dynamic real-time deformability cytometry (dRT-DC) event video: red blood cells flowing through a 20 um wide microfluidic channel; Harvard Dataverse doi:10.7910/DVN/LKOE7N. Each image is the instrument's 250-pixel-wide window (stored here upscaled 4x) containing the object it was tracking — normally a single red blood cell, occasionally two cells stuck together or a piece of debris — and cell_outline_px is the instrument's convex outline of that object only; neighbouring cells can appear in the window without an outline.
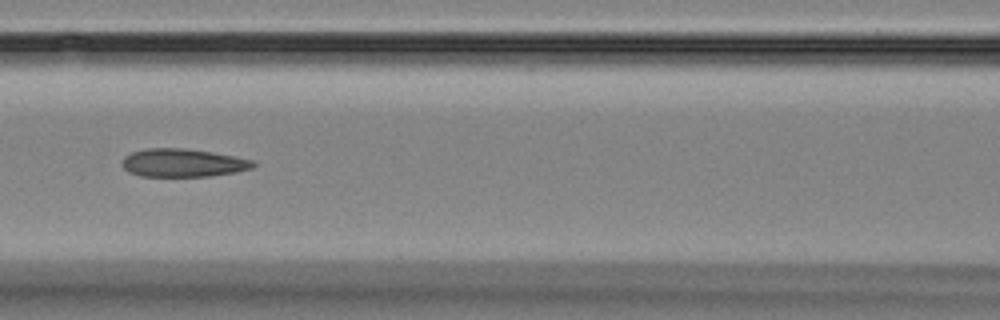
{"species": "Egyptian fruit bat (a non-hibernating species)", "species_latin": "Rousettus aegyptiacus", "temperature_condition": "room temperature", "stored_images_in_passage": 6, "camera_frame_rate_fps": 3000, "um_per_image_px": 0.085, "animal": {"sex": "female"}, "frame": {"image": 1, "passage_image": 6, "time_ms": 6.0, "image_size_px": [1000, 320], "cell_outline_px": [[256, 164], [252, 168], [236, 172], [208, 176], [140, 176], [128, 172], [124, 168], [124, 156], [132, 152], [148, 148], [184, 148], [212, 152], [236, 156], [256, 160]], "centroid_in_image_um": [15.6, 13.84], "position_along_channel_um": 151.0, "area_um2": 21.5}}